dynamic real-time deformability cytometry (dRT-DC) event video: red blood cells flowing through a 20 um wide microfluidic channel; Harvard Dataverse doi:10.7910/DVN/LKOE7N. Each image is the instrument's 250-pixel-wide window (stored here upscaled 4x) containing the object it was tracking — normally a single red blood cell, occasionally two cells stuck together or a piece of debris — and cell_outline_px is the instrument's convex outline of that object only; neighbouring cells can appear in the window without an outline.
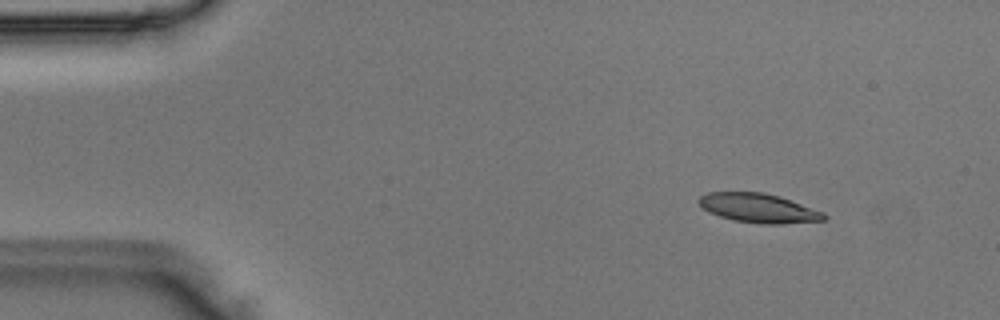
{"species": "Egyptian fruit bat (a non-hibernating species)", "species_latin": "Rousettus aegyptiacus", "temperature_condition": "room temperature", "stored_images_in_passage": 3, "camera_frame_rate_fps": 3000, "um_per_image_px": 0.085, "animal": {"sex": "male"}, "frame": {"image": 1, "passage_image": 2, "time_ms": 0.333, "image_size_px": [1000, 320], "cell_outline_px": [[828, 216], [824, 220], [780, 224], [764, 224], [732, 220], [708, 212], [700, 204], [700, 196], [708, 192], [764, 192], [780, 196], [824, 212]], "centroid_in_image_um": [64.5, 17.68], "position_along_channel_um": 20.5, "area_um2": 21.21}}